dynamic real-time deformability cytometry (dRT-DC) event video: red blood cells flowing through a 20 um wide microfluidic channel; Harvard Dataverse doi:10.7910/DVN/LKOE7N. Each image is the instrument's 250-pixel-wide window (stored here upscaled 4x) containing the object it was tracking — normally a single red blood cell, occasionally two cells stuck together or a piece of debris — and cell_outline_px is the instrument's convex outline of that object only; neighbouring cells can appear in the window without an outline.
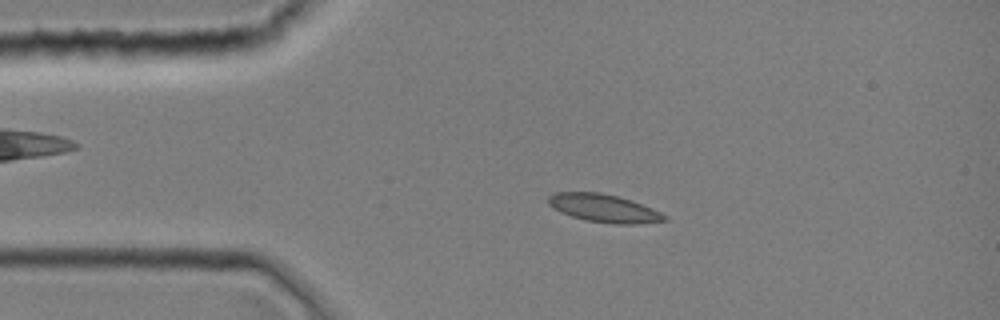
{"species": "common noctule bat (a hibernating species)", "species_latin": "Nyctalus noctula", "temperature_condition": "room temperature", "stored_images_in_passage": 8, "camera_frame_rate_fps": 3000, "um_per_image_px": 0.085, "animal": {"sex": "female", "body_mass_g": 19.0, "forearm_length_mm": 51.5}, "frame": {"image": 1, "passage_image": 7, "time_ms": 2.0, "image_size_px": [1000, 320], "cell_outline_px": [[668, 220], [636, 224], [612, 224], [584, 220], [560, 212], [552, 208], [548, 204], [548, 196], [552, 192], [600, 192], [632, 200], [652, 208], [668, 216]], "centroid_in_image_um": [51.31, 17.7], "position_along_channel_um": 33.7, "area_um2": 19.13}}